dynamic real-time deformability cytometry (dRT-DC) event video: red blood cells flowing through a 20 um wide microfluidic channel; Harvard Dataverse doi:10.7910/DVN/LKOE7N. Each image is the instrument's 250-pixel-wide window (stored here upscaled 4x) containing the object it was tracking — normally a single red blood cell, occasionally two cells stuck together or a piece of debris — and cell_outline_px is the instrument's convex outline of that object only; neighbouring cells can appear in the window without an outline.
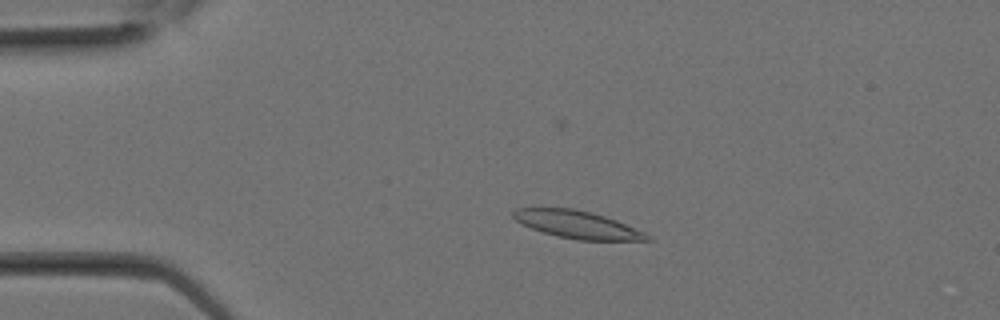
{"species": "Egyptian fruit bat (a non-hibernating species)", "species_latin": "Rousettus aegyptiacus", "temperature_condition": "room temperature", "stored_images_in_passage": 27, "camera_frame_rate_fps": 3000, "um_per_image_px": 0.085, "animal": {"sex": "female"}, "frame": {"image": 1, "passage_image": 5, "time_ms": 1.333, "image_size_px": [1000, 320], "cell_outline_px": [[652, 240], [576, 240], [556, 236], [532, 228], [516, 220], [512, 216], [512, 212], [516, 208], [572, 208], [604, 216], [616, 220], [644, 232], [652, 236]], "centroid_in_image_um": [49.08, 19.09], "position_along_channel_um": 35.9, "area_um2": 21.21}}
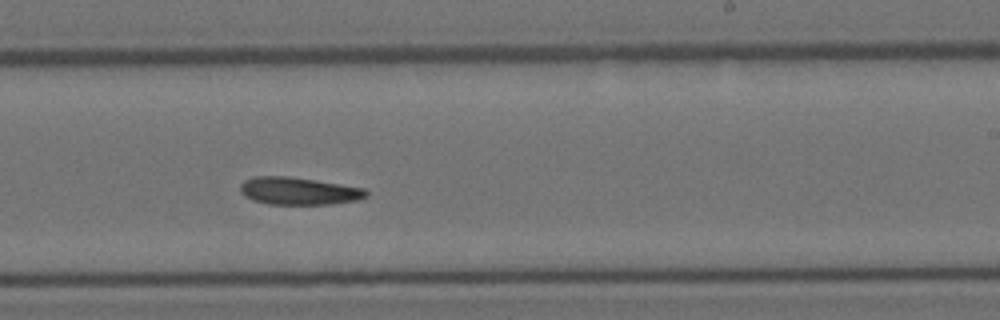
{"frame": {"image": 2, "passage_image": 16, "time_ms": 5.0, "image_size_px": [1000, 320], "cell_outline_px": [[368, 196], [356, 200], [328, 204], [268, 204], [252, 200], [244, 196], [240, 192], [240, 184], [244, 180], [256, 176], [288, 176], [340, 184], [364, 188], [368, 192]], "centroid_in_image_um": [25.35, 16.23], "position_along_channel_um": 263.7, "area_um2": 20.11}}
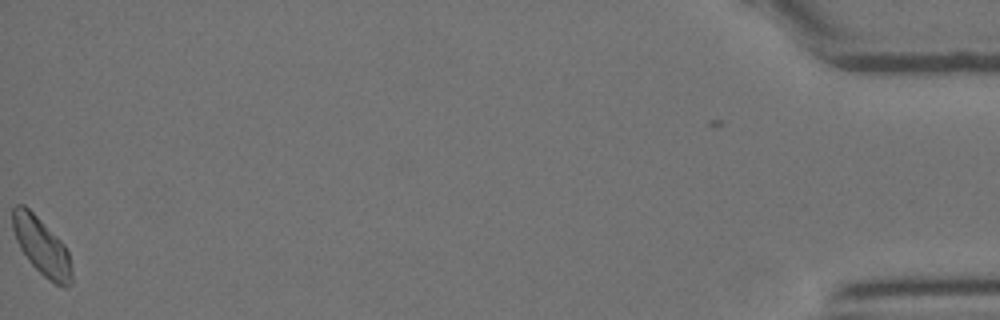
{"frame": {"image": 3, "passage_image": 27, "time_ms": 8.667, "image_size_px": [1000, 320], "cell_outline_px": [[72, 280], [64, 288], [48, 280], [28, 260], [20, 248], [16, 240], [12, 228], [12, 208], [16, 204], [24, 204], [64, 244], [68, 252], [72, 268]], "centroid_in_image_um": [3.52, 20.94], "position_along_channel_um": 431.7, "area_um2": 19.59}}